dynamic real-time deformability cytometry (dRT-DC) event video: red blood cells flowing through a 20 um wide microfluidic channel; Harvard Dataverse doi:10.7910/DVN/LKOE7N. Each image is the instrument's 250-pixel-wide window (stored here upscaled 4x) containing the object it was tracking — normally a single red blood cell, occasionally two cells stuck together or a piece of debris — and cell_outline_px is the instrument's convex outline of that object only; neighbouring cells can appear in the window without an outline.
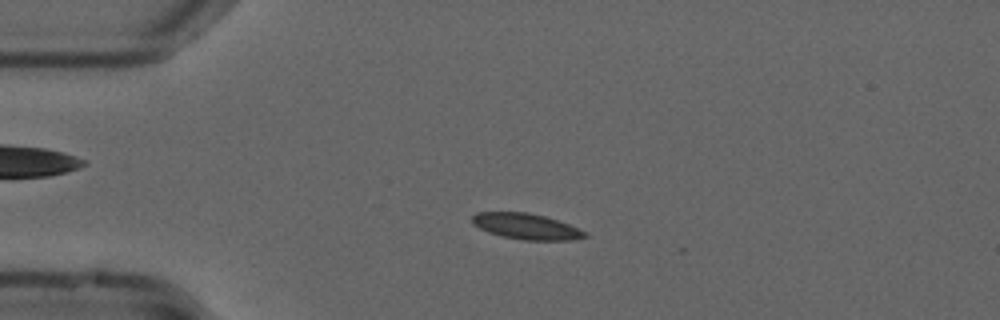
{"species": "common noctule bat (a hibernating species)", "species_latin": "Nyctalus noctula", "temperature_condition": "cold", "stored_images_in_passage": 54, "camera_frame_rate_fps": 3000, "um_per_image_px": 0.085, "animal": {"sex": "male", "forearm_length_mm": 52.5}, "frame": {"image": 1, "passage_image": 12, "time_ms": 3.667, "image_size_px": [1000, 320], "cell_outline_px": [[588, 236], [576, 240], [524, 240], [504, 236], [488, 232], [472, 224], [472, 216], [476, 212], [528, 212], [544, 216], [568, 224], [588, 232]], "centroid_in_image_um": [44.75, 19.24], "position_along_channel_um": 40.2, "area_um2": 16.94}}
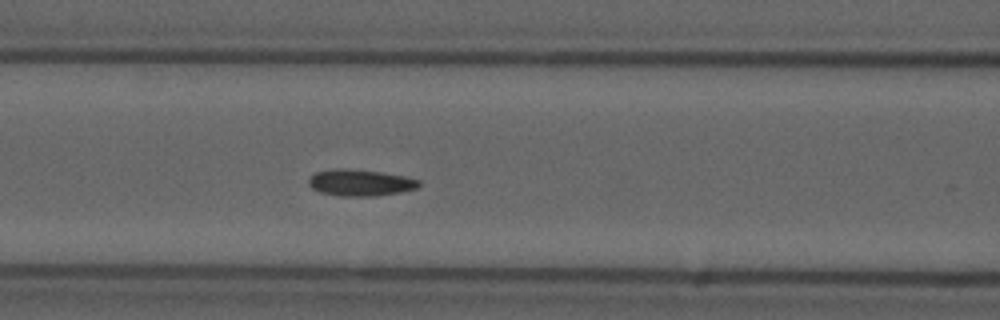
{"frame": {"image": 2, "passage_image": 22, "time_ms": 7.0, "image_size_px": [1000, 320], "cell_outline_px": [[420, 184], [416, 188], [400, 192], [376, 196], [344, 196], [320, 192], [312, 188], [308, 184], [308, 180], [316, 172], [336, 168], [348, 168], [380, 172], [404, 176], [420, 180]], "centroid_in_image_um": [30.62, 15.52], "position_along_channel_um": 136.0, "area_um2": 16.94}}
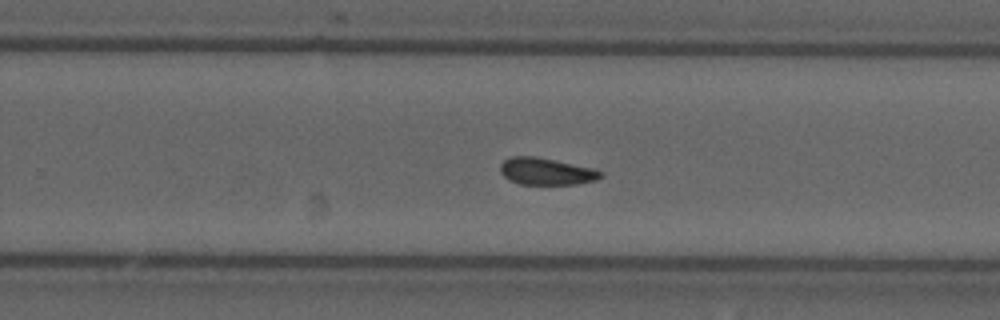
{"frame": {"image": 3, "passage_image": 34, "time_ms": 11.0, "image_size_px": [1000, 320], "cell_outline_px": [[604, 176], [596, 180], [576, 184], [520, 184], [508, 180], [500, 172], [500, 164], [504, 160], [512, 156], [532, 156], [592, 168], [604, 172]], "centroid_in_image_um": [46.42, 14.58], "position_along_channel_um": 283.4, "area_um2": 15.66}, "authors_computed_cell_mechanics": {"area_um2": 16.3285, "velocity_mm_per_s": 3.6924, "shape_relaxation_time_tau1_ms": 5.0562, "shape_relaxation_time_tau2_ms": 7.9514, "deformation_change_tau1": 0.0933, "deformation_change_tau2": 0.1244}}